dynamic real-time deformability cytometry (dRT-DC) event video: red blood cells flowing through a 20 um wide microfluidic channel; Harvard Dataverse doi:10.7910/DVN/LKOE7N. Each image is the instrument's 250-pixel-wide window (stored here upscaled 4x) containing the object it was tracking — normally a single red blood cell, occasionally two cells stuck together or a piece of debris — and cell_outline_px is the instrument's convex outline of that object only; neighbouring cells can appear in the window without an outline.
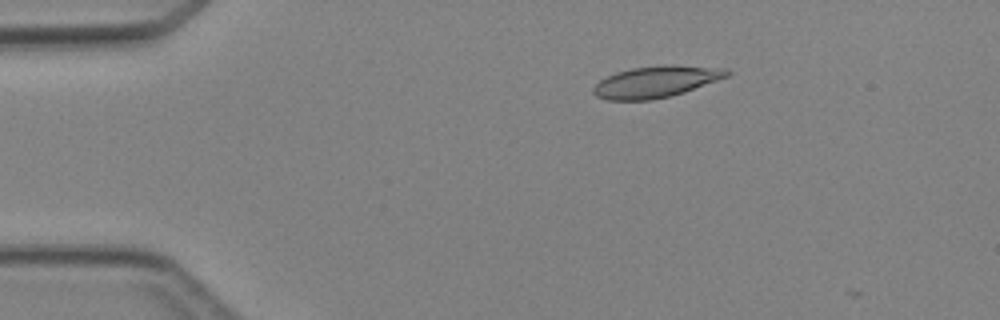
{"species": "Egyptian fruit bat (a non-hibernating species)", "species_latin": "Rousettus aegyptiacus", "temperature_condition": "cold", "stored_images_in_passage": 6, "camera_frame_rate_fps": 3000, "um_per_image_px": 0.085, "animal": {"sex": "female"}, "frame": {"image": 1, "passage_image": 3, "time_ms": 2.333, "image_size_px": [1000, 320], "cell_outline_px": [[732, 72], [728, 76], [684, 92], [672, 96], [652, 100], [608, 100], [596, 96], [592, 92], [592, 88], [600, 80], [616, 72], [632, 68], [664, 64], [672, 64], [728, 68]], "centroid_in_image_um": [55.78, 6.94], "position_along_channel_um": 29.2, "area_um2": 24.74}}
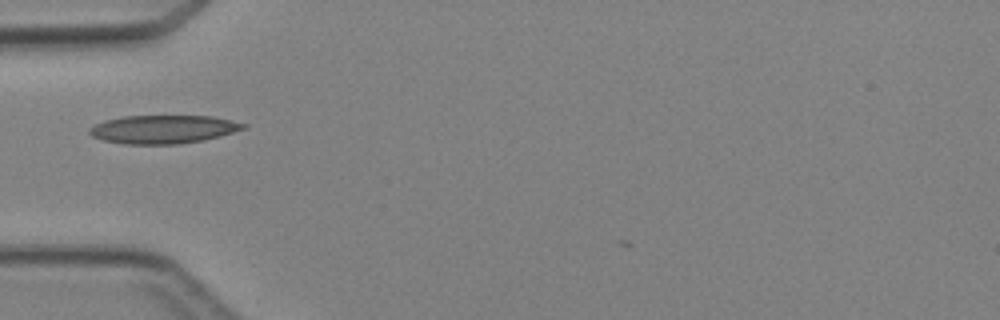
{"frame": {"image": 2, "passage_image": 5, "time_ms": 4.667, "image_size_px": [1000, 320], "cell_outline_px": [[248, 128], [220, 136], [200, 140], [176, 144], [124, 144], [104, 140], [92, 136], [88, 132], [88, 128], [104, 120], [124, 116], [212, 116], [248, 124]], "centroid_in_image_um": [13.88, 10.98], "position_along_channel_um": 71.1, "area_um2": 25.37}}
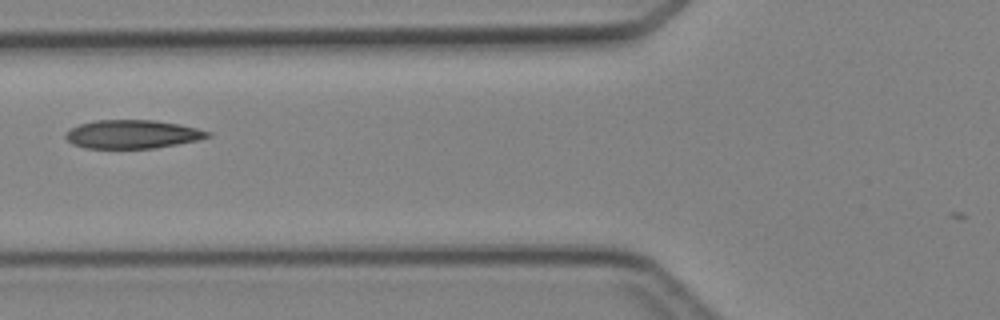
{"frame": {"image": 3, "passage_image": 6, "time_ms": 5.667, "image_size_px": [1000, 320], "cell_outline_px": [[212, 136], [196, 140], [176, 144], [152, 148], [84, 148], [72, 144], [64, 136], [72, 128], [80, 124], [96, 120], [156, 120], [180, 124], [212, 132]], "centroid_in_image_um": [11.27, 11.4], "position_along_channel_um": 114.5, "area_um2": 23.47}}